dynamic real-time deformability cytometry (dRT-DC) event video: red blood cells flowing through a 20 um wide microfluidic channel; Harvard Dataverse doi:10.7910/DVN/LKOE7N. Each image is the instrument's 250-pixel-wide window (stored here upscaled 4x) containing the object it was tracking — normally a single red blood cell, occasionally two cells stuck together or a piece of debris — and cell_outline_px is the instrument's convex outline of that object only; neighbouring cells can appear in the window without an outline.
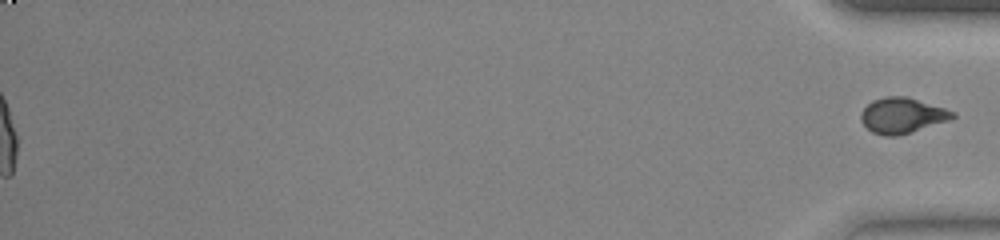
{"species": "common noctule bat (a hibernating species)", "species_latin": "Nyctalus noctula", "temperature_condition": "warm", "stored_images_in_passage": 50, "segment_of_instrument_passage": [2, 2], "camera_frame_rate_fps": 3000, "um_per_image_px": 0.085, "animal": {"sex": "female", "body_mass_g": 23.0, "forearm_length_mm": 53.4}, "frame": {"image": 1, "passage_image": 50, "time_ms": 16.333, "image_size_px": [1000, 240], "cell_outline_px": [[956, 116], [948, 120], [912, 132], [896, 136], [884, 136], [872, 132], [860, 120], [860, 112], [872, 100], [884, 96], [908, 96], [956, 112]], "centroid_in_image_um": [76.67, 9.8], "position_along_channel_um": 358.5, "area_um2": 19.02}}